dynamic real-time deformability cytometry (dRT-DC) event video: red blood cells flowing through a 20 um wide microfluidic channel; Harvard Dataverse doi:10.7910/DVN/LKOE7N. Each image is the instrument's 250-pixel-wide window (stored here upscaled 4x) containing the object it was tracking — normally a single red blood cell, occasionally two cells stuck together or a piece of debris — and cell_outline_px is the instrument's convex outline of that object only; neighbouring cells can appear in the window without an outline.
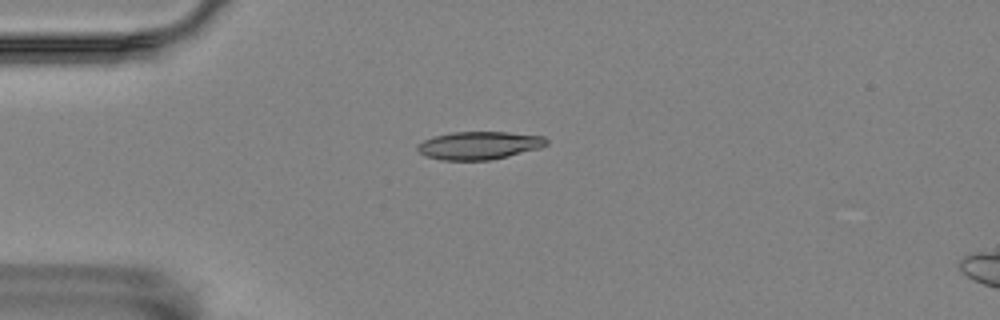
{"species": "Egyptian fruit bat (a non-hibernating species)", "species_latin": "Rousettus aegyptiacus", "temperature_condition": "room temperature", "stored_images_in_passage": 56, "camera_frame_rate_fps": 3000, "um_per_image_px": 0.085, "animal": {"sex": "female"}, "frame": {"image": 1, "passage_image": 14, "time_ms": 4.333, "image_size_px": [1000, 320], "cell_outline_px": [[548, 144], [540, 148], [508, 156], [488, 160], [440, 160], [424, 156], [416, 148], [416, 144], [432, 136], [452, 132], [508, 132], [544, 136], [548, 140]], "centroid_in_image_um": [40.7, 12.36], "position_along_channel_um": 44.3, "area_um2": 21.15}}
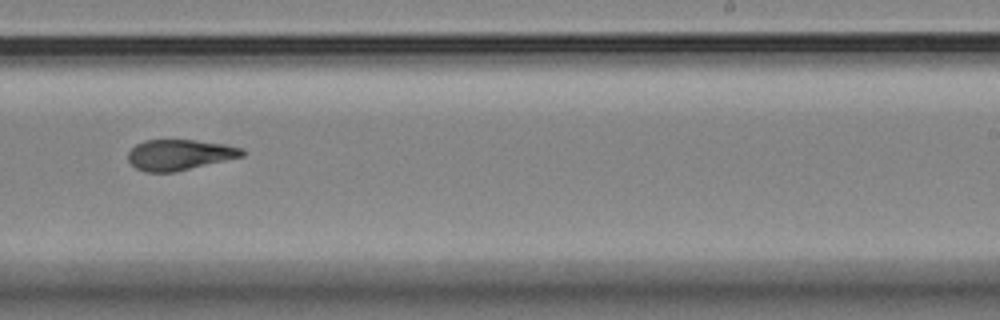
{"frame": {"image": 2, "passage_image": 35, "time_ms": 11.333, "image_size_px": [1000, 320], "cell_outline_px": [[244, 156], [176, 172], [144, 172], [136, 168], [128, 160], [128, 152], [136, 144], [144, 140], [196, 140], [224, 144], [244, 148]], "centroid_in_image_um": [15.26, 13.16], "position_along_channel_um": 273.7, "area_um2": 20.46}}
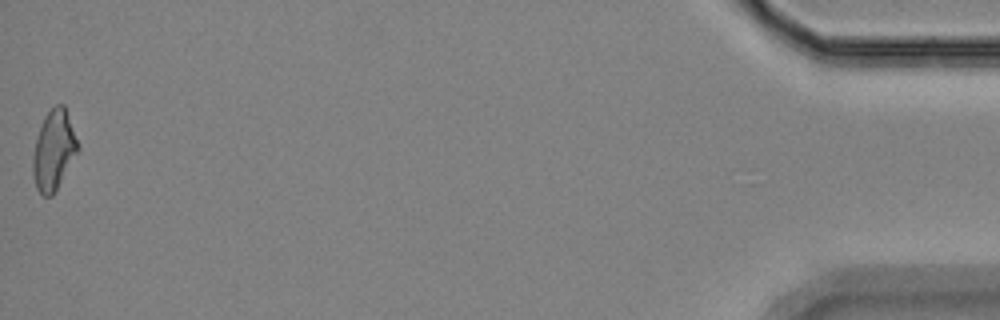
{"frame": {"image": 3, "passage_image": 56, "time_ms": 18.333, "image_size_px": [1000, 320], "cell_outline_px": [[80, 148], [52, 196], [44, 196], [36, 188], [32, 172], [32, 156], [36, 140], [44, 116], [56, 104], [64, 104]], "centroid_in_image_um": [4.56, 12.77], "position_along_channel_um": 430.6, "area_um2": 20.63}, "authors_computed_cell_mechanics": {"area_um2": 20.7791, "velocity_mm_per_s": 3.5541, "shape_relaxation_time_tau1_ms": 9.0755, "shape_relaxation_time_tau2_ms": 5.0612, "deformation_change_tau1": 0.1939, "deformation_change_tau2": 0.1229}}